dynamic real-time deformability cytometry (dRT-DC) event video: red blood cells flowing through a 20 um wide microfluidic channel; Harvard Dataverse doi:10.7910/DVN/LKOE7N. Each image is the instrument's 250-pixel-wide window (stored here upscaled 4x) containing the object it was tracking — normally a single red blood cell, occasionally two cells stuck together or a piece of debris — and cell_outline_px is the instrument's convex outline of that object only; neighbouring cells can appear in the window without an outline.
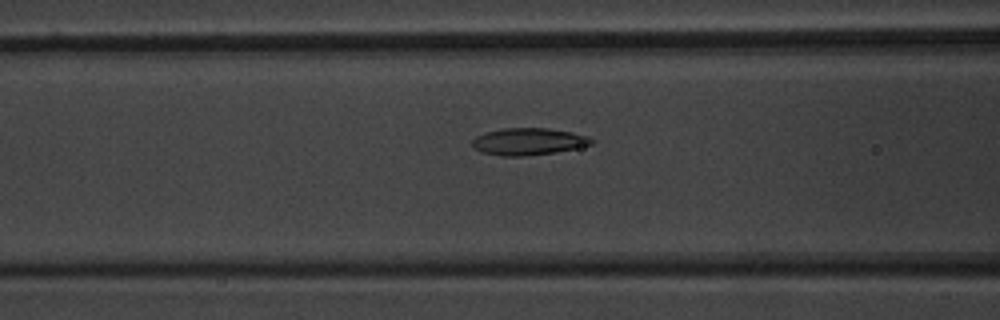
{"species": "common noctule bat (a hibernating species)", "species_latin": "Nyctalus noctula", "temperature_condition": "warm", "stored_images_in_passage": 53, "camera_frame_rate_fps": 3000, "um_per_image_px": 0.085, "animal": {"sex": "male", "body_mass_g": 20.1, "forearm_length_mm": 53.5}, "frame": {"image": 1, "passage_image": 22, "time_ms": 7.0, "image_size_px": [1000, 320], "cell_outline_px": [[596, 140], [592, 144], [556, 152], [524, 156], [500, 156], [480, 152], [472, 144], [472, 140], [476, 136], [484, 132], [504, 128], [548, 128], [572, 132], [588, 136]], "centroid_in_image_um": [44.91, 12.03], "position_along_channel_um": 121.7, "area_um2": 18.84}}
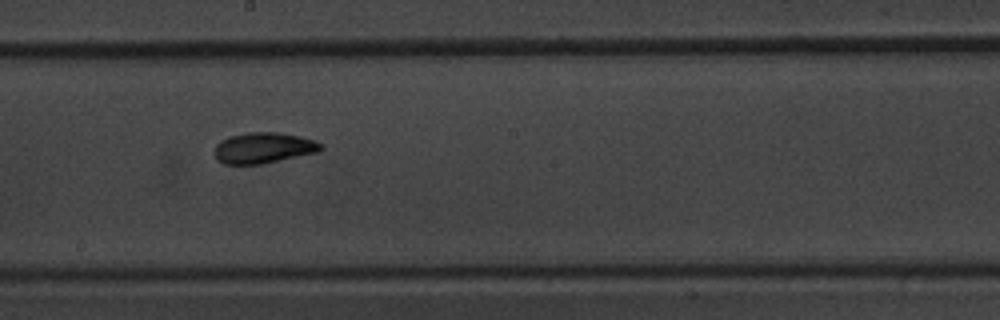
{"frame": {"image": 2, "passage_image": 30, "time_ms": 9.667, "image_size_px": [1000, 320], "cell_outline_px": [[324, 148], [316, 152], [264, 164], [224, 164], [216, 160], [212, 152], [216, 144], [220, 140], [228, 136], [248, 132], [280, 132], [300, 136], [316, 140], [324, 144]], "centroid_in_image_um": [22.37, 12.56], "position_along_channel_um": 225.8, "area_um2": 19.54}}
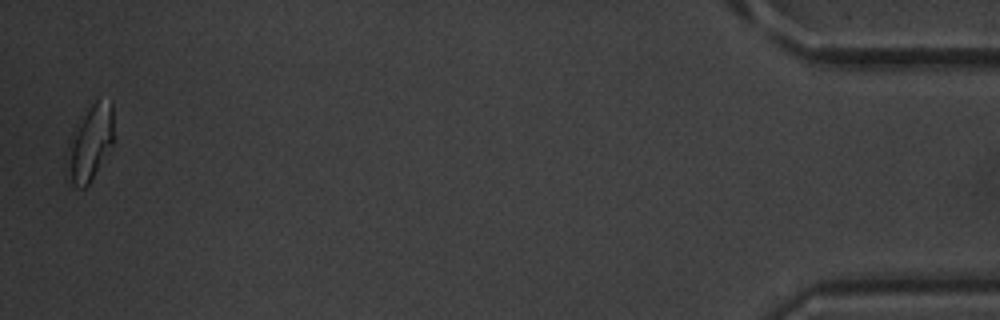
{"frame": {"image": 3, "passage_image": 52, "time_ms": 17.0, "image_size_px": [1000, 320], "cell_outline_px": [[112, 144], [88, 184], [84, 188], [76, 188], [72, 184], [68, 144], [68, 140], [72, 132], [88, 108], [96, 100], [112, 100]], "centroid_in_image_um": [7.68, 12.09], "position_along_channel_um": 427.5, "area_um2": 19.42}, "authors_computed_cell_mechanics": {"area_um2": 18.9584, "velocity_mm_per_s": 3.9076, "shape_relaxation_time_tau1_ms": 3.7082, "shape_relaxation_time_tau2_ms": 2.4161, "deformation_change_tau1": 0.1338, "deformation_change_tau2": 0.0829}}